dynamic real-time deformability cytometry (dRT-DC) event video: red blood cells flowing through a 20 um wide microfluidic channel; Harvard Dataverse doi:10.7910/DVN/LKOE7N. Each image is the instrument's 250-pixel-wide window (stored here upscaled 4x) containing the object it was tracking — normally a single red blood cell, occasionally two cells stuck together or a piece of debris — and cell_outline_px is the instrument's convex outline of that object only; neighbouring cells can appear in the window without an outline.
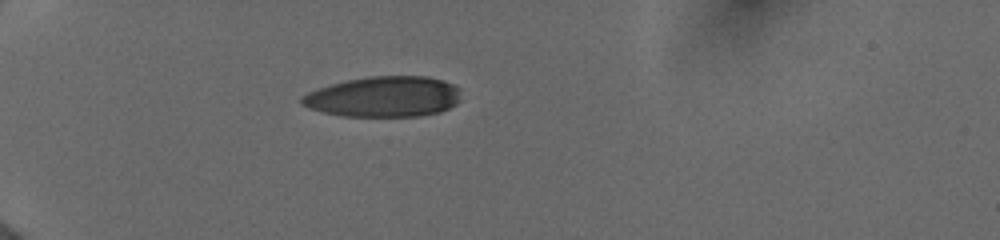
{"species": "human", "species_latin": "Homo sapiens", "temperature_condition": "cold", "stored_images_in_passage": 23, "camera_frame_rate_fps": 3000, "um_per_image_px": 0.085, "donor": {"sex": "female"}, "frame": {"image": 1, "passage_image": 1, "time_ms": 0.0, "image_size_px": [1000, 240], "cell_outline_px": [[460, 100], [456, 104], [440, 112], [420, 116], [344, 116], [324, 112], [300, 104], [300, 96], [308, 92], [332, 84], [348, 80], [368, 76], [428, 76], [444, 80], [460, 88]], "centroid_in_image_um": [32.66, 8.21], "position_along_channel_um": 52.3, "area_um2": 37.69}}
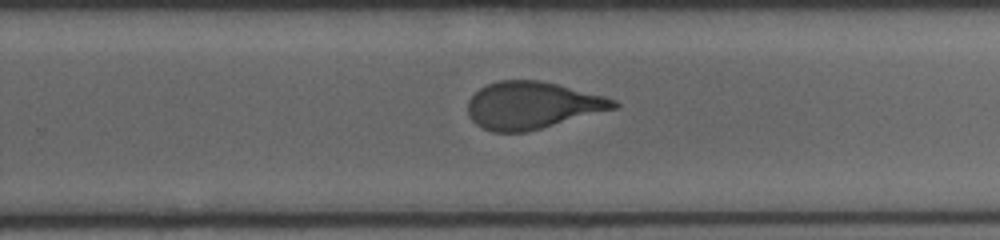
{"frame": {"image": 2, "passage_image": 13, "time_ms": 6.667, "image_size_px": [1000, 240], "cell_outline_px": [[620, 104], [616, 108], [540, 128], [524, 132], [492, 132], [476, 124], [468, 116], [468, 100], [480, 88], [488, 84], [500, 80], [540, 80], [604, 96], [616, 100]], "centroid_in_image_um": [45.21, 8.95], "position_along_channel_um": 284.6, "area_um2": 39.65}}
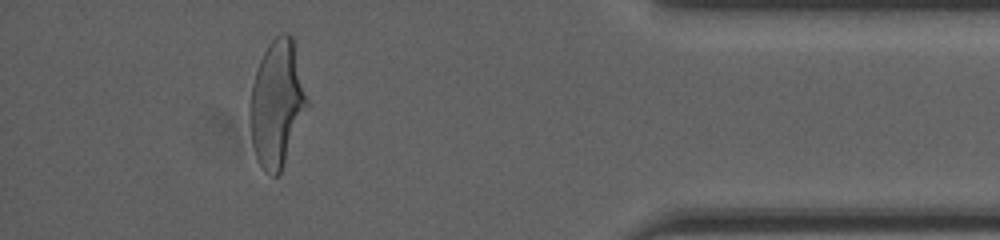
{"frame": {"image": 3, "passage_image": 23, "time_ms": 10.667, "image_size_px": [1000, 240], "cell_outline_px": [[308, 104], [280, 172], [276, 176], [272, 176], [260, 164], [256, 156], [252, 144], [248, 112], [248, 108], [252, 84], [260, 60], [268, 44], [280, 32], [288, 32], [292, 36], [308, 100]], "centroid_in_image_um": [23.51, 8.76], "position_along_channel_um": 411.7, "area_um2": 41.5}, "authors_computed_cell_mechanics": {"area_um2": 40.9224, "velocity_mm_per_s": 4.0025, "shape_relaxation_time_tau1_ms": 4.9862, "shape_relaxation_time_tau2_ms": 1.0915, "deformation_change_tau1": 0.2223, "deformation_change_tau2": 0.0845}}